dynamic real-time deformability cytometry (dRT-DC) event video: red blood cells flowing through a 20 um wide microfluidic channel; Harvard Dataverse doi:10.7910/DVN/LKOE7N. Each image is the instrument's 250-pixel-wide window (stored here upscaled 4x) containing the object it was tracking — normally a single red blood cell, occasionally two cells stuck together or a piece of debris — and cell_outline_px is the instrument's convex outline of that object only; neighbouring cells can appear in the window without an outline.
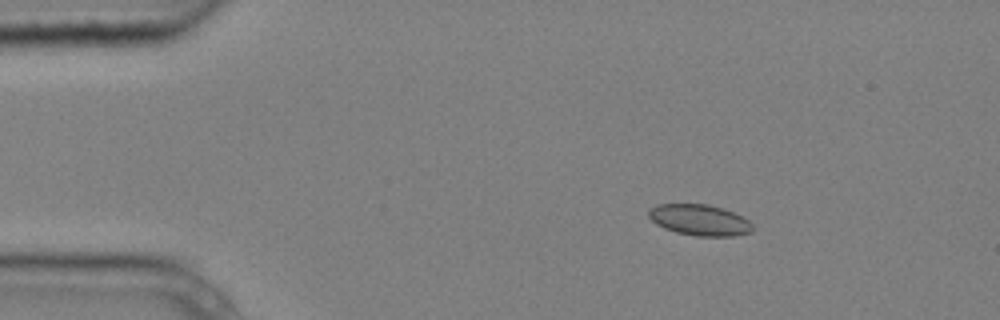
{"species": "common noctule bat (a hibernating species)", "species_latin": "Nyctalus noctula", "temperature_condition": "cold", "stored_images_in_passage": 5, "camera_frame_rate_fps": 3000, "um_per_image_px": 0.085, "animal": {"sex": "male", "body_mass_g": 20.4}, "frame": {"image": 1, "passage_image": 2, "time_ms": 0.333, "image_size_px": [1000, 320], "cell_outline_px": [[752, 232], [732, 236], [696, 236], [676, 232], [664, 228], [656, 224], [648, 216], [648, 212], [656, 204], [708, 204], [732, 212], [748, 220], [752, 224]], "centroid_in_image_um": [59.44, 18.7], "position_along_channel_um": 25.6, "area_um2": 18.61}}
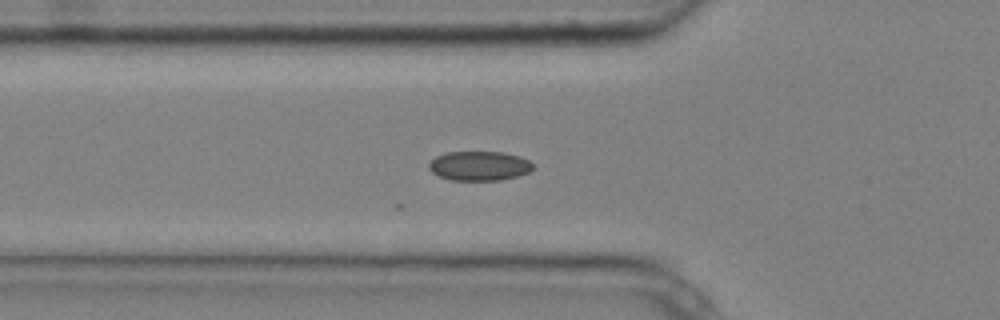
{"frame": {"image": 2, "passage_image": 5, "time_ms": 1.333, "image_size_px": [1000, 320], "cell_outline_px": [[536, 168], [528, 172], [516, 176], [500, 180], [452, 180], [440, 176], [432, 172], [428, 168], [428, 164], [436, 156], [448, 152], [504, 152], [520, 156], [528, 160]], "centroid_in_image_um": [40.75, 14.09], "position_along_channel_um": 85.0, "area_um2": 17.8}}